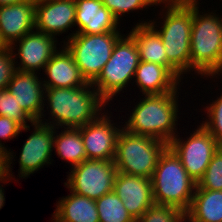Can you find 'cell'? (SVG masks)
I'll return each mask as SVG.
<instances>
[{
	"mask_svg": "<svg viewBox=\"0 0 222 222\" xmlns=\"http://www.w3.org/2000/svg\"><path fill=\"white\" fill-rule=\"evenodd\" d=\"M128 35V36H127ZM121 36L115 43L109 61L92 85L107 103L128 87L134 79L140 62L137 45L129 35ZM125 36V37H124ZM125 87V88H124Z\"/></svg>",
	"mask_w": 222,
	"mask_h": 222,
	"instance_id": "52a82bcc",
	"label": "cell"
},
{
	"mask_svg": "<svg viewBox=\"0 0 222 222\" xmlns=\"http://www.w3.org/2000/svg\"><path fill=\"white\" fill-rule=\"evenodd\" d=\"M149 2L154 6L164 4L165 7L170 6H181L187 4L184 0H149Z\"/></svg>",
	"mask_w": 222,
	"mask_h": 222,
	"instance_id": "d6a6232c",
	"label": "cell"
},
{
	"mask_svg": "<svg viewBox=\"0 0 222 222\" xmlns=\"http://www.w3.org/2000/svg\"><path fill=\"white\" fill-rule=\"evenodd\" d=\"M6 169V153L0 148V173Z\"/></svg>",
	"mask_w": 222,
	"mask_h": 222,
	"instance_id": "e575fe53",
	"label": "cell"
},
{
	"mask_svg": "<svg viewBox=\"0 0 222 222\" xmlns=\"http://www.w3.org/2000/svg\"><path fill=\"white\" fill-rule=\"evenodd\" d=\"M31 2H33L34 4L39 3V2H43V1H48V0H29Z\"/></svg>",
	"mask_w": 222,
	"mask_h": 222,
	"instance_id": "f35d334b",
	"label": "cell"
},
{
	"mask_svg": "<svg viewBox=\"0 0 222 222\" xmlns=\"http://www.w3.org/2000/svg\"><path fill=\"white\" fill-rule=\"evenodd\" d=\"M95 202L99 222H136L114 191L103 195Z\"/></svg>",
	"mask_w": 222,
	"mask_h": 222,
	"instance_id": "d4e9b609",
	"label": "cell"
},
{
	"mask_svg": "<svg viewBox=\"0 0 222 222\" xmlns=\"http://www.w3.org/2000/svg\"><path fill=\"white\" fill-rule=\"evenodd\" d=\"M35 29V4L29 0L0 6V32L10 47Z\"/></svg>",
	"mask_w": 222,
	"mask_h": 222,
	"instance_id": "ac0fdd59",
	"label": "cell"
},
{
	"mask_svg": "<svg viewBox=\"0 0 222 222\" xmlns=\"http://www.w3.org/2000/svg\"><path fill=\"white\" fill-rule=\"evenodd\" d=\"M11 179L13 178H11L5 172L0 173V183H8ZM2 186L3 185L0 184V209H2L5 203L4 189L2 188Z\"/></svg>",
	"mask_w": 222,
	"mask_h": 222,
	"instance_id": "836d02e7",
	"label": "cell"
},
{
	"mask_svg": "<svg viewBox=\"0 0 222 222\" xmlns=\"http://www.w3.org/2000/svg\"><path fill=\"white\" fill-rule=\"evenodd\" d=\"M186 220V212L169 206L153 204L136 222H183Z\"/></svg>",
	"mask_w": 222,
	"mask_h": 222,
	"instance_id": "4316f807",
	"label": "cell"
},
{
	"mask_svg": "<svg viewBox=\"0 0 222 222\" xmlns=\"http://www.w3.org/2000/svg\"><path fill=\"white\" fill-rule=\"evenodd\" d=\"M0 116H6L15 120L23 127L29 126L27 122L32 124L34 121L28 116V114L20 107L16 98L6 88L0 90Z\"/></svg>",
	"mask_w": 222,
	"mask_h": 222,
	"instance_id": "f1b7e54d",
	"label": "cell"
},
{
	"mask_svg": "<svg viewBox=\"0 0 222 222\" xmlns=\"http://www.w3.org/2000/svg\"><path fill=\"white\" fill-rule=\"evenodd\" d=\"M75 13V0H48L36 3L35 30L53 37L59 36L76 26Z\"/></svg>",
	"mask_w": 222,
	"mask_h": 222,
	"instance_id": "2e32d148",
	"label": "cell"
},
{
	"mask_svg": "<svg viewBox=\"0 0 222 222\" xmlns=\"http://www.w3.org/2000/svg\"><path fill=\"white\" fill-rule=\"evenodd\" d=\"M161 10L162 27L157 26L156 23L159 22L154 20H149L148 23L160 35L168 63L183 77V74L191 72L190 41L193 4L164 6ZM157 27L160 29L158 30Z\"/></svg>",
	"mask_w": 222,
	"mask_h": 222,
	"instance_id": "5b68a950",
	"label": "cell"
},
{
	"mask_svg": "<svg viewBox=\"0 0 222 222\" xmlns=\"http://www.w3.org/2000/svg\"><path fill=\"white\" fill-rule=\"evenodd\" d=\"M30 126L23 127L21 124L16 122L13 119H10L9 117L6 116H0V148L6 153V169L5 173L9 175L11 178H13V173H12V166L11 164L13 163L14 155L11 149H8L5 147L4 143L1 142V140H11L13 138H16L18 134L22 131L29 130L30 131ZM3 144V145H2Z\"/></svg>",
	"mask_w": 222,
	"mask_h": 222,
	"instance_id": "484cf974",
	"label": "cell"
},
{
	"mask_svg": "<svg viewBox=\"0 0 222 222\" xmlns=\"http://www.w3.org/2000/svg\"><path fill=\"white\" fill-rule=\"evenodd\" d=\"M151 182L155 204L173 206L184 212L189 210L197 183L169 146L161 154Z\"/></svg>",
	"mask_w": 222,
	"mask_h": 222,
	"instance_id": "277c9868",
	"label": "cell"
},
{
	"mask_svg": "<svg viewBox=\"0 0 222 222\" xmlns=\"http://www.w3.org/2000/svg\"><path fill=\"white\" fill-rule=\"evenodd\" d=\"M186 219L190 222H222V190L195 189Z\"/></svg>",
	"mask_w": 222,
	"mask_h": 222,
	"instance_id": "603a6c76",
	"label": "cell"
},
{
	"mask_svg": "<svg viewBox=\"0 0 222 222\" xmlns=\"http://www.w3.org/2000/svg\"><path fill=\"white\" fill-rule=\"evenodd\" d=\"M199 11V3L193 4L191 70L197 75L217 78L222 75V18L213 11L204 14Z\"/></svg>",
	"mask_w": 222,
	"mask_h": 222,
	"instance_id": "3957f363",
	"label": "cell"
},
{
	"mask_svg": "<svg viewBox=\"0 0 222 222\" xmlns=\"http://www.w3.org/2000/svg\"><path fill=\"white\" fill-rule=\"evenodd\" d=\"M134 78L132 81L135 80L144 96L173 92L180 86V81L166 67L153 62L140 61Z\"/></svg>",
	"mask_w": 222,
	"mask_h": 222,
	"instance_id": "44dd1931",
	"label": "cell"
},
{
	"mask_svg": "<svg viewBox=\"0 0 222 222\" xmlns=\"http://www.w3.org/2000/svg\"><path fill=\"white\" fill-rule=\"evenodd\" d=\"M69 173L64 183L69 191L97 200L113 191L117 168L114 161L87 159Z\"/></svg>",
	"mask_w": 222,
	"mask_h": 222,
	"instance_id": "9c48e42d",
	"label": "cell"
},
{
	"mask_svg": "<svg viewBox=\"0 0 222 222\" xmlns=\"http://www.w3.org/2000/svg\"><path fill=\"white\" fill-rule=\"evenodd\" d=\"M15 71L13 51L10 47L0 51V90L7 88Z\"/></svg>",
	"mask_w": 222,
	"mask_h": 222,
	"instance_id": "1f68e13d",
	"label": "cell"
},
{
	"mask_svg": "<svg viewBox=\"0 0 222 222\" xmlns=\"http://www.w3.org/2000/svg\"><path fill=\"white\" fill-rule=\"evenodd\" d=\"M168 144L151 136L119 133L114 159L118 172L151 179L158 160Z\"/></svg>",
	"mask_w": 222,
	"mask_h": 222,
	"instance_id": "8992f818",
	"label": "cell"
},
{
	"mask_svg": "<svg viewBox=\"0 0 222 222\" xmlns=\"http://www.w3.org/2000/svg\"><path fill=\"white\" fill-rule=\"evenodd\" d=\"M178 89L179 86L173 92L140 98L122 128L129 133L151 136L169 144L179 134L176 128L179 119Z\"/></svg>",
	"mask_w": 222,
	"mask_h": 222,
	"instance_id": "7a4b0ae2",
	"label": "cell"
},
{
	"mask_svg": "<svg viewBox=\"0 0 222 222\" xmlns=\"http://www.w3.org/2000/svg\"><path fill=\"white\" fill-rule=\"evenodd\" d=\"M53 149L58 157L70 163L72 167L87 160L80 128H64L57 133L55 128Z\"/></svg>",
	"mask_w": 222,
	"mask_h": 222,
	"instance_id": "cb8c5ba5",
	"label": "cell"
},
{
	"mask_svg": "<svg viewBox=\"0 0 222 222\" xmlns=\"http://www.w3.org/2000/svg\"><path fill=\"white\" fill-rule=\"evenodd\" d=\"M56 38L43 32L35 31V29L24 35L20 40L14 42L10 49L13 51L15 61L20 58L19 64L15 62L16 70L38 72L44 70L45 65L58 51ZM19 43V44H18ZM18 44V45H16ZM18 48H17V47ZM16 47V48H14ZM18 54L14 53V50ZM17 55V56H16Z\"/></svg>",
	"mask_w": 222,
	"mask_h": 222,
	"instance_id": "4fadbf2b",
	"label": "cell"
},
{
	"mask_svg": "<svg viewBox=\"0 0 222 222\" xmlns=\"http://www.w3.org/2000/svg\"><path fill=\"white\" fill-rule=\"evenodd\" d=\"M7 48H9V46L3 40L2 36H1V32H0V51H3Z\"/></svg>",
	"mask_w": 222,
	"mask_h": 222,
	"instance_id": "8d00e7d4",
	"label": "cell"
},
{
	"mask_svg": "<svg viewBox=\"0 0 222 222\" xmlns=\"http://www.w3.org/2000/svg\"><path fill=\"white\" fill-rule=\"evenodd\" d=\"M102 3L107 7L114 17L120 22L125 13L133 12L135 10L147 9L149 6H153L149 0H102ZM121 16V17H120Z\"/></svg>",
	"mask_w": 222,
	"mask_h": 222,
	"instance_id": "4dcf8cb0",
	"label": "cell"
},
{
	"mask_svg": "<svg viewBox=\"0 0 222 222\" xmlns=\"http://www.w3.org/2000/svg\"><path fill=\"white\" fill-rule=\"evenodd\" d=\"M128 34L137 45L140 61L162 65L180 82L182 81L183 77L167 61V54L160 35L148 21H139Z\"/></svg>",
	"mask_w": 222,
	"mask_h": 222,
	"instance_id": "ffe728a7",
	"label": "cell"
},
{
	"mask_svg": "<svg viewBox=\"0 0 222 222\" xmlns=\"http://www.w3.org/2000/svg\"><path fill=\"white\" fill-rule=\"evenodd\" d=\"M44 101L51 117L49 123L47 119L38 122L56 129L83 127L95 120L107 104L92 83L75 88H45Z\"/></svg>",
	"mask_w": 222,
	"mask_h": 222,
	"instance_id": "6da1fadb",
	"label": "cell"
},
{
	"mask_svg": "<svg viewBox=\"0 0 222 222\" xmlns=\"http://www.w3.org/2000/svg\"><path fill=\"white\" fill-rule=\"evenodd\" d=\"M75 25L77 30L68 35L67 40L75 33L101 34L120 32L119 21L112 12L103 5L102 0H75Z\"/></svg>",
	"mask_w": 222,
	"mask_h": 222,
	"instance_id": "e0dca14e",
	"label": "cell"
},
{
	"mask_svg": "<svg viewBox=\"0 0 222 222\" xmlns=\"http://www.w3.org/2000/svg\"><path fill=\"white\" fill-rule=\"evenodd\" d=\"M178 137L177 134L168 146L180 158L189 176L198 183L221 145L201 123L193 133H190L187 140L184 141L183 138Z\"/></svg>",
	"mask_w": 222,
	"mask_h": 222,
	"instance_id": "30bf717a",
	"label": "cell"
},
{
	"mask_svg": "<svg viewBox=\"0 0 222 222\" xmlns=\"http://www.w3.org/2000/svg\"><path fill=\"white\" fill-rule=\"evenodd\" d=\"M184 1L188 4H197V3L200 4L199 0L198 1L197 0H184Z\"/></svg>",
	"mask_w": 222,
	"mask_h": 222,
	"instance_id": "74e56055",
	"label": "cell"
},
{
	"mask_svg": "<svg viewBox=\"0 0 222 222\" xmlns=\"http://www.w3.org/2000/svg\"><path fill=\"white\" fill-rule=\"evenodd\" d=\"M113 191L123 201L128 213L137 221L154 204L151 179L116 173Z\"/></svg>",
	"mask_w": 222,
	"mask_h": 222,
	"instance_id": "9a60e30c",
	"label": "cell"
},
{
	"mask_svg": "<svg viewBox=\"0 0 222 222\" xmlns=\"http://www.w3.org/2000/svg\"><path fill=\"white\" fill-rule=\"evenodd\" d=\"M122 35L121 32L75 33L70 39L62 42L72 54L82 76L92 83L109 61L113 47Z\"/></svg>",
	"mask_w": 222,
	"mask_h": 222,
	"instance_id": "ba28073f",
	"label": "cell"
},
{
	"mask_svg": "<svg viewBox=\"0 0 222 222\" xmlns=\"http://www.w3.org/2000/svg\"><path fill=\"white\" fill-rule=\"evenodd\" d=\"M70 193L56 203L51 222H99L95 200Z\"/></svg>",
	"mask_w": 222,
	"mask_h": 222,
	"instance_id": "7402d4cb",
	"label": "cell"
},
{
	"mask_svg": "<svg viewBox=\"0 0 222 222\" xmlns=\"http://www.w3.org/2000/svg\"><path fill=\"white\" fill-rule=\"evenodd\" d=\"M108 112L80 127L87 159L114 161L119 133L123 128L111 122ZM119 127V128H118Z\"/></svg>",
	"mask_w": 222,
	"mask_h": 222,
	"instance_id": "8fae6325",
	"label": "cell"
},
{
	"mask_svg": "<svg viewBox=\"0 0 222 222\" xmlns=\"http://www.w3.org/2000/svg\"><path fill=\"white\" fill-rule=\"evenodd\" d=\"M196 189L222 190V146L214 154Z\"/></svg>",
	"mask_w": 222,
	"mask_h": 222,
	"instance_id": "83f0119b",
	"label": "cell"
},
{
	"mask_svg": "<svg viewBox=\"0 0 222 222\" xmlns=\"http://www.w3.org/2000/svg\"><path fill=\"white\" fill-rule=\"evenodd\" d=\"M26 0H0V6L20 3Z\"/></svg>",
	"mask_w": 222,
	"mask_h": 222,
	"instance_id": "d590c367",
	"label": "cell"
},
{
	"mask_svg": "<svg viewBox=\"0 0 222 222\" xmlns=\"http://www.w3.org/2000/svg\"><path fill=\"white\" fill-rule=\"evenodd\" d=\"M204 109L208 118L202 121V126L222 146V94Z\"/></svg>",
	"mask_w": 222,
	"mask_h": 222,
	"instance_id": "f546056e",
	"label": "cell"
},
{
	"mask_svg": "<svg viewBox=\"0 0 222 222\" xmlns=\"http://www.w3.org/2000/svg\"><path fill=\"white\" fill-rule=\"evenodd\" d=\"M62 46L45 65V88H75L87 85L89 82L82 76L72 54L63 44Z\"/></svg>",
	"mask_w": 222,
	"mask_h": 222,
	"instance_id": "d6986e66",
	"label": "cell"
},
{
	"mask_svg": "<svg viewBox=\"0 0 222 222\" xmlns=\"http://www.w3.org/2000/svg\"><path fill=\"white\" fill-rule=\"evenodd\" d=\"M33 133L22 145L19 158V178L29 177L45 165L52 163L55 127L38 121L31 124Z\"/></svg>",
	"mask_w": 222,
	"mask_h": 222,
	"instance_id": "7c38bea8",
	"label": "cell"
},
{
	"mask_svg": "<svg viewBox=\"0 0 222 222\" xmlns=\"http://www.w3.org/2000/svg\"><path fill=\"white\" fill-rule=\"evenodd\" d=\"M37 74L40 73L16 70L7 85V89L33 121L42 120L46 111L45 86Z\"/></svg>",
	"mask_w": 222,
	"mask_h": 222,
	"instance_id": "5bb4252c",
	"label": "cell"
}]
</instances>
